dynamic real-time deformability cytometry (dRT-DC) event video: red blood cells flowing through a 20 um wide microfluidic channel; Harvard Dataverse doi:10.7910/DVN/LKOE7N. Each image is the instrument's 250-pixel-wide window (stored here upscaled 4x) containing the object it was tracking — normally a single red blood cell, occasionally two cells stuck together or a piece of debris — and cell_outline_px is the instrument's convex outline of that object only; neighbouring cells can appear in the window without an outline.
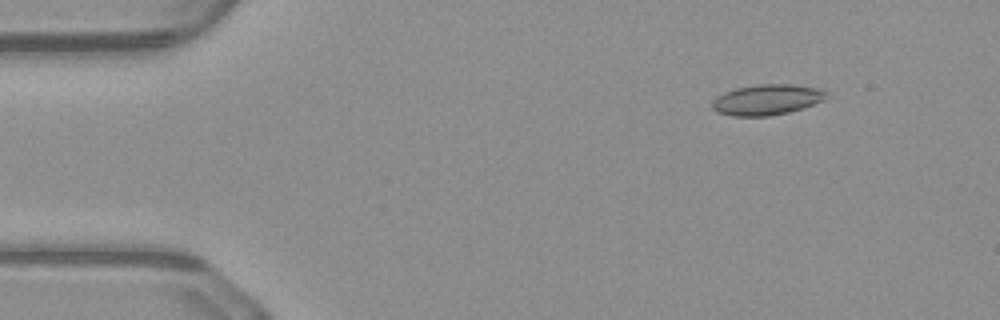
{"species": "common noctule bat (a hibernating species)", "species_latin": "Nyctalus noctula", "temperature_condition": "warm", "stored_images_in_passage": 9, "camera_frame_rate_fps": 3000, "um_per_image_px": 0.085, "animal": {"sex": "male", "body_mass_g": 23.1, "forearm_length_mm": 52.7}, "frame": {"image": 1, "passage_image": 1, "time_ms": 0.0, "image_size_px": [1000, 320], "cell_outline_px": [[828, 92], [824, 100], [804, 108], [788, 112], [768, 116], [732, 116], [716, 112], [712, 108], [712, 100], [716, 96], [724, 92], [736, 88], [760, 84], [788, 84], [816, 88]], "centroid_in_image_um": [65.15, 8.48], "position_along_channel_um": 19.9, "area_um2": 20.35}}